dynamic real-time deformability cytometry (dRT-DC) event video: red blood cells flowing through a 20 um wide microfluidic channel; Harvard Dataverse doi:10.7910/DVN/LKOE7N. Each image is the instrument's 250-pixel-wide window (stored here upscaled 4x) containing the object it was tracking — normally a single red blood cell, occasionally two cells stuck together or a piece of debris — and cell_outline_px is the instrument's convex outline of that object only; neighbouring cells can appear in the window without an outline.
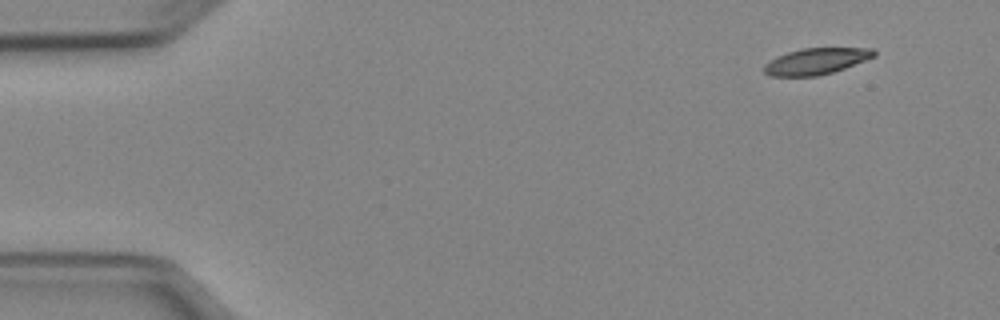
{"species": "Egyptian fruit bat (a non-hibernating species)", "species_latin": "Rousettus aegyptiacus", "temperature_condition": "cold", "stored_images_in_passage": 48, "camera_frame_rate_fps": 3000, "um_per_image_px": 0.085, "animal": {"sex": "female"}, "frame": {"image": 1, "passage_image": 1, "time_ms": 0.0, "image_size_px": [1000, 320], "cell_outline_px": [[876, 56], [844, 68], [832, 72], [816, 76], [772, 76], [764, 72], [764, 64], [776, 56], [800, 48], [872, 48], [876, 52]], "centroid_in_image_um": [69.36, 5.2], "position_along_channel_um": 15.6, "area_um2": 16.76}}
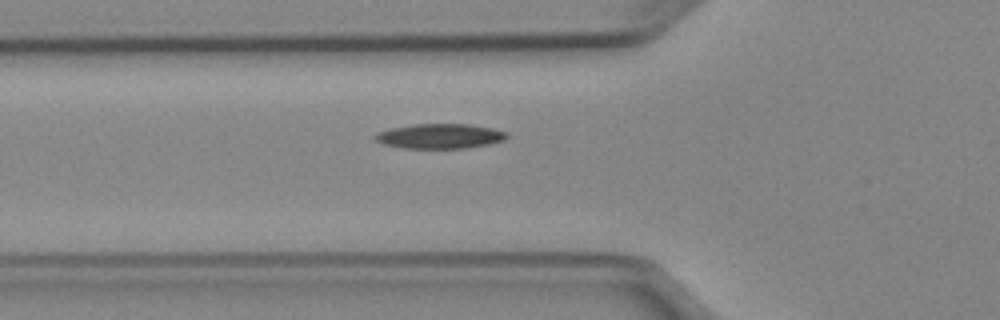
{"frame": {"image": 2, "passage_image": 15, "time_ms": 4.667, "image_size_px": [1000, 320], "cell_outline_px": [[508, 136], [504, 140], [488, 144], [464, 148], [404, 148], [384, 144], [376, 140], [372, 136], [376, 132], [388, 128], [412, 124], [468, 124], [492, 128], [504, 132]], "centroid_in_image_um": [37.32, 11.56], "position_along_channel_um": 88.5, "area_um2": 19.02}}
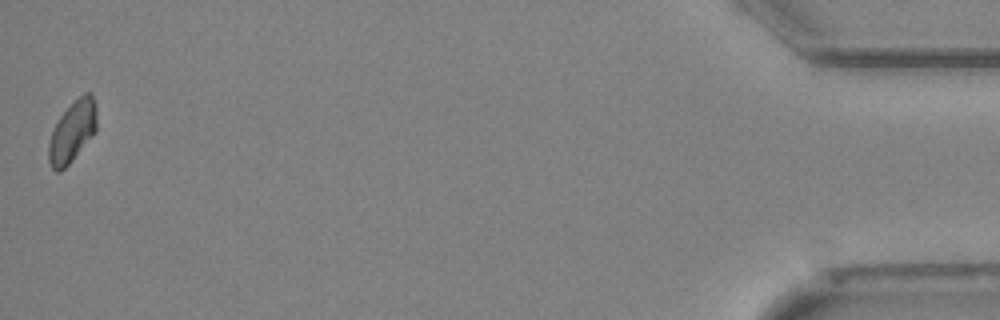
{"frame": {"image": 3, "passage_image": 48, "time_ms": 15.667, "image_size_px": [1000, 320], "cell_outline_px": [[96, 132], [72, 160], [60, 172], [56, 172], [52, 168], [48, 160], [48, 144], [52, 132], [60, 116], [84, 92], [92, 92], [96, 104]], "centroid_in_image_um": [6.16, 11.19], "position_along_channel_um": 429.0, "area_um2": 16.99}, "authors_computed_cell_mechanics": {"area_um2": 18.1492, "velocity_mm_per_s": 3.9443, "shape_relaxation_time_tau1_ms": 4.4933, "shape_relaxation_time_tau2_ms": null, "deformation_change_tau1": 0.113, "deformation_change_tau2": null}}